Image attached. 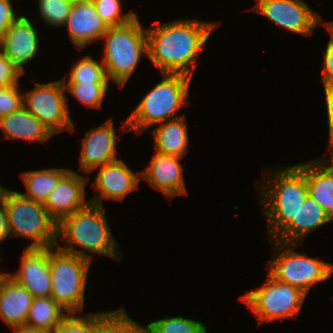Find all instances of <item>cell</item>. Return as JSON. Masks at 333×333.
Segmentation results:
<instances>
[{
  "label": "cell",
  "mask_w": 333,
  "mask_h": 333,
  "mask_svg": "<svg viewBox=\"0 0 333 333\" xmlns=\"http://www.w3.org/2000/svg\"><path fill=\"white\" fill-rule=\"evenodd\" d=\"M214 21L179 18L169 23L155 21L146 30L147 57L161 74H183L193 78L199 52L219 26Z\"/></svg>",
  "instance_id": "cell-1"
},
{
  "label": "cell",
  "mask_w": 333,
  "mask_h": 333,
  "mask_svg": "<svg viewBox=\"0 0 333 333\" xmlns=\"http://www.w3.org/2000/svg\"><path fill=\"white\" fill-rule=\"evenodd\" d=\"M264 179L260 186V189L262 187L260 203L261 206L264 204L263 213L268 224V239L272 240L296 218L300 206L308 195L305 162L288 166L281 171L275 169Z\"/></svg>",
  "instance_id": "cell-2"
},
{
  "label": "cell",
  "mask_w": 333,
  "mask_h": 333,
  "mask_svg": "<svg viewBox=\"0 0 333 333\" xmlns=\"http://www.w3.org/2000/svg\"><path fill=\"white\" fill-rule=\"evenodd\" d=\"M57 236L64 245L56 246L67 253L92 261V253L120 261L119 244L114 239L103 206L88 203L84 208L65 217L57 226ZM73 245L83 248L76 249ZM90 252L89 254L86 252Z\"/></svg>",
  "instance_id": "cell-3"
},
{
  "label": "cell",
  "mask_w": 333,
  "mask_h": 333,
  "mask_svg": "<svg viewBox=\"0 0 333 333\" xmlns=\"http://www.w3.org/2000/svg\"><path fill=\"white\" fill-rule=\"evenodd\" d=\"M162 76L163 80L156 83L124 121L122 125L124 131H135L139 135L152 125H159L183 116L176 114L189 103V86L192 78L183 74L169 73H163Z\"/></svg>",
  "instance_id": "cell-4"
},
{
  "label": "cell",
  "mask_w": 333,
  "mask_h": 333,
  "mask_svg": "<svg viewBox=\"0 0 333 333\" xmlns=\"http://www.w3.org/2000/svg\"><path fill=\"white\" fill-rule=\"evenodd\" d=\"M102 62L109 80L123 89L138 66L141 56L148 55L146 30L137 15L128 23L108 27Z\"/></svg>",
  "instance_id": "cell-5"
},
{
  "label": "cell",
  "mask_w": 333,
  "mask_h": 333,
  "mask_svg": "<svg viewBox=\"0 0 333 333\" xmlns=\"http://www.w3.org/2000/svg\"><path fill=\"white\" fill-rule=\"evenodd\" d=\"M2 202L7 213L10 237L20 236L33 240L27 248H49L58 244V224L42 203L8 189Z\"/></svg>",
  "instance_id": "cell-6"
},
{
  "label": "cell",
  "mask_w": 333,
  "mask_h": 333,
  "mask_svg": "<svg viewBox=\"0 0 333 333\" xmlns=\"http://www.w3.org/2000/svg\"><path fill=\"white\" fill-rule=\"evenodd\" d=\"M90 260L49 247L51 297L69 314L80 311L85 303V289Z\"/></svg>",
  "instance_id": "cell-7"
},
{
  "label": "cell",
  "mask_w": 333,
  "mask_h": 333,
  "mask_svg": "<svg viewBox=\"0 0 333 333\" xmlns=\"http://www.w3.org/2000/svg\"><path fill=\"white\" fill-rule=\"evenodd\" d=\"M270 242L274 245L276 255H272L274 258L268 263L267 270L276 280L295 286L307 295L313 284L326 281L332 275L333 263L297 252L294 248L298 244L274 239H270Z\"/></svg>",
  "instance_id": "cell-8"
},
{
  "label": "cell",
  "mask_w": 333,
  "mask_h": 333,
  "mask_svg": "<svg viewBox=\"0 0 333 333\" xmlns=\"http://www.w3.org/2000/svg\"><path fill=\"white\" fill-rule=\"evenodd\" d=\"M306 294L295 286L276 280L268 273L260 288L250 290L239 299L244 302L259 324L295 318L303 306Z\"/></svg>",
  "instance_id": "cell-9"
},
{
  "label": "cell",
  "mask_w": 333,
  "mask_h": 333,
  "mask_svg": "<svg viewBox=\"0 0 333 333\" xmlns=\"http://www.w3.org/2000/svg\"><path fill=\"white\" fill-rule=\"evenodd\" d=\"M63 80L37 83L36 87L23 94V107L44 123L53 134L64 130L74 131L68 110Z\"/></svg>",
  "instance_id": "cell-10"
},
{
  "label": "cell",
  "mask_w": 333,
  "mask_h": 333,
  "mask_svg": "<svg viewBox=\"0 0 333 333\" xmlns=\"http://www.w3.org/2000/svg\"><path fill=\"white\" fill-rule=\"evenodd\" d=\"M253 9L279 27L304 36L311 35L322 19L303 0H256Z\"/></svg>",
  "instance_id": "cell-11"
},
{
  "label": "cell",
  "mask_w": 333,
  "mask_h": 333,
  "mask_svg": "<svg viewBox=\"0 0 333 333\" xmlns=\"http://www.w3.org/2000/svg\"><path fill=\"white\" fill-rule=\"evenodd\" d=\"M98 168L92 183L96 194L89 203L103 206V199L123 201L126 195L138 188L141 171L132 172L123 160L117 159Z\"/></svg>",
  "instance_id": "cell-12"
},
{
  "label": "cell",
  "mask_w": 333,
  "mask_h": 333,
  "mask_svg": "<svg viewBox=\"0 0 333 333\" xmlns=\"http://www.w3.org/2000/svg\"><path fill=\"white\" fill-rule=\"evenodd\" d=\"M89 180L90 177L70 169L50 192L43 205L57 224L89 203L85 198Z\"/></svg>",
  "instance_id": "cell-13"
},
{
  "label": "cell",
  "mask_w": 333,
  "mask_h": 333,
  "mask_svg": "<svg viewBox=\"0 0 333 333\" xmlns=\"http://www.w3.org/2000/svg\"><path fill=\"white\" fill-rule=\"evenodd\" d=\"M116 132L112 118L87 131L81 143L79 170L92 173L98 167L117 159Z\"/></svg>",
  "instance_id": "cell-14"
},
{
  "label": "cell",
  "mask_w": 333,
  "mask_h": 333,
  "mask_svg": "<svg viewBox=\"0 0 333 333\" xmlns=\"http://www.w3.org/2000/svg\"><path fill=\"white\" fill-rule=\"evenodd\" d=\"M15 282L24 286L33 297L51 296L49 248H25L17 273H7Z\"/></svg>",
  "instance_id": "cell-15"
},
{
  "label": "cell",
  "mask_w": 333,
  "mask_h": 333,
  "mask_svg": "<svg viewBox=\"0 0 333 333\" xmlns=\"http://www.w3.org/2000/svg\"><path fill=\"white\" fill-rule=\"evenodd\" d=\"M39 40L35 26L21 15L6 31L0 50L24 74V65L37 57Z\"/></svg>",
  "instance_id": "cell-16"
},
{
  "label": "cell",
  "mask_w": 333,
  "mask_h": 333,
  "mask_svg": "<svg viewBox=\"0 0 333 333\" xmlns=\"http://www.w3.org/2000/svg\"><path fill=\"white\" fill-rule=\"evenodd\" d=\"M181 159L178 156L156 152L147 168L141 171V179L146 180L167 198L187 195Z\"/></svg>",
  "instance_id": "cell-17"
},
{
  "label": "cell",
  "mask_w": 333,
  "mask_h": 333,
  "mask_svg": "<svg viewBox=\"0 0 333 333\" xmlns=\"http://www.w3.org/2000/svg\"><path fill=\"white\" fill-rule=\"evenodd\" d=\"M64 26L68 28L72 43L79 49L101 40L108 29L91 0H75Z\"/></svg>",
  "instance_id": "cell-18"
},
{
  "label": "cell",
  "mask_w": 333,
  "mask_h": 333,
  "mask_svg": "<svg viewBox=\"0 0 333 333\" xmlns=\"http://www.w3.org/2000/svg\"><path fill=\"white\" fill-rule=\"evenodd\" d=\"M33 295L7 273L0 276V318L14 329L25 328Z\"/></svg>",
  "instance_id": "cell-19"
},
{
  "label": "cell",
  "mask_w": 333,
  "mask_h": 333,
  "mask_svg": "<svg viewBox=\"0 0 333 333\" xmlns=\"http://www.w3.org/2000/svg\"><path fill=\"white\" fill-rule=\"evenodd\" d=\"M331 221L324 208L308 194L296 218L274 240L302 245L310 232Z\"/></svg>",
  "instance_id": "cell-20"
},
{
  "label": "cell",
  "mask_w": 333,
  "mask_h": 333,
  "mask_svg": "<svg viewBox=\"0 0 333 333\" xmlns=\"http://www.w3.org/2000/svg\"><path fill=\"white\" fill-rule=\"evenodd\" d=\"M0 129H2L5 138L11 140L45 143L54 135L44 123L24 107L0 117Z\"/></svg>",
  "instance_id": "cell-21"
},
{
  "label": "cell",
  "mask_w": 333,
  "mask_h": 333,
  "mask_svg": "<svg viewBox=\"0 0 333 333\" xmlns=\"http://www.w3.org/2000/svg\"><path fill=\"white\" fill-rule=\"evenodd\" d=\"M185 115L159 123L151 133L156 152L183 158L188 152V127Z\"/></svg>",
  "instance_id": "cell-22"
},
{
  "label": "cell",
  "mask_w": 333,
  "mask_h": 333,
  "mask_svg": "<svg viewBox=\"0 0 333 333\" xmlns=\"http://www.w3.org/2000/svg\"><path fill=\"white\" fill-rule=\"evenodd\" d=\"M305 162L308 194L333 220V171L322 160Z\"/></svg>",
  "instance_id": "cell-23"
},
{
  "label": "cell",
  "mask_w": 333,
  "mask_h": 333,
  "mask_svg": "<svg viewBox=\"0 0 333 333\" xmlns=\"http://www.w3.org/2000/svg\"><path fill=\"white\" fill-rule=\"evenodd\" d=\"M68 313L50 296L33 297L25 328L55 333Z\"/></svg>",
  "instance_id": "cell-24"
},
{
  "label": "cell",
  "mask_w": 333,
  "mask_h": 333,
  "mask_svg": "<svg viewBox=\"0 0 333 333\" xmlns=\"http://www.w3.org/2000/svg\"><path fill=\"white\" fill-rule=\"evenodd\" d=\"M69 170L64 168H49L23 172L21 178L24 181L27 192L21 194L44 204L50 192Z\"/></svg>",
  "instance_id": "cell-25"
},
{
  "label": "cell",
  "mask_w": 333,
  "mask_h": 333,
  "mask_svg": "<svg viewBox=\"0 0 333 333\" xmlns=\"http://www.w3.org/2000/svg\"><path fill=\"white\" fill-rule=\"evenodd\" d=\"M63 83H109L103 62L84 56L71 68L69 80L62 78Z\"/></svg>",
  "instance_id": "cell-26"
},
{
  "label": "cell",
  "mask_w": 333,
  "mask_h": 333,
  "mask_svg": "<svg viewBox=\"0 0 333 333\" xmlns=\"http://www.w3.org/2000/svg\"><path fill=\"white\" fill-rule=\"evenodd\" d=\"M136 324L124 308L94 313V333H128Z\"/></svg>",
  "instance_id": "cell-27"
},
{
  "label": "cell",
  "mask_w": 333,
  "mask_h": 333,
  "mask_svg": "<svg viewBox=\"0 0 333 333\" xmlns=\"http://www.w3.org/2000/svg\"><path fill=\"white\" fill-rule=\"evenodd\" d=\"M146 328L149 333H207L201 321L182 316L158 319L148 323Z\"/></svg>",
  "instance_id": "cell-28"
},
{
  "label": "cell",
  "mask_w": 333,
  "mask_h": 333,
  "mask_svg": "<svg viewBox=\"0 0 333 333\" xmlns=\"http://www.w3.org/2000/svg\"><path fill=\"white\" fill-rule=\"evenodd\" d=\"M64 87L86 107L101 108L109 83H64Z\"/></svg>",
  "instance_id": "cell-29"
},
{
  "label": "cell",
  "mask_w": 333,
  "mask_h": 333,
  "mask_svg": "<svg viewBox=\"0 0 333 333\" xmlns=\"http://www.w3.org/2000/svg\"><path fill=\"white\" fill-rule=\"evenodd\" d=\"M75 0H37L43 22L53 27H64Z\"/></svg>",
  "instance_id": "cell-30"
},
{
  "label": "cell",
  "mask_w": 333,
  "mask_h": 333,
  "mask_svg": "<svg viewBox=\"0 0 333 333\" xmlns=\"http://www.w3.org/2000/svg\"><path fill=\"white\" fill-rule=\"evenodd\" d=\"M94 3L97 14L108 27L119 26L128 23L136 14L133 9L122 15L121 0H91Z\"/></svg>",
  "instance_id": "cell-31"
},
{
  "label": "cell",
  "mask_w": 333,
  "mask_h": 333,
  "mask_svg": "<svg viewBox=\"0 0 333 333\" xmlns=\"http://www.w3.org/2000/svg\"><path fill=\"white\" fill-rule=\"evenodd\" d=\"M55 333H94V313L82 317L78 313L67 314Z\"/></svg>",
  "instance_id": "cell-32"
},
{
  "label": "cell",
  "mask_w": 333,
  "mask_h": 333,
  "mask_svg": "<svg viewBox=\"0 0 333 333\" xmlns=\"http://www.w3.org/2000/svg\"><path fill=\"white\" fill-rule=\"evenodd\" d=\"M19 90V84L0 87V117L23 107V94Z\"/></svg>",
  "instance_id": "cell-33"
},
{
  "label": "cell",
  "mask_w": 333,
  "mask_h": 333,
  "mask_svg": "<svg viewBox=\"0 0 333 333\" xmlns=\"http://www.w3.org/2000/svg\"><path fill=\"white\" fill-rule=\"evenodd\" d=\"M23 73L0 50V87L19 84Z\"/></svg>",
  "instance_id": "cell-34"
},
{
  "label": "cell",
  "mask_w": 333,
  "mask_h": 333,
  "mask_svg": "<svg viewBox=\"0 0 333 333\" xmlns=\"http://www.w3.org/2000/svg\"><path fill=\"white\" fill-rule=\"evenodd\" d=\"M11 0H0V43L13 22L18 18Z\"/></svg>",
  "instance_id": "cell-35"
},
{
  "label": "cell",
  "mask_w": 333,
  "mask_h": 333,
  "mask_svg": "<svg viewBox=\"0 0 333 333\" xmlns=\"http://www.w3.org/2000/svg\"><path fill=\"white\" fill-rule=\"evenodd\" d=\"M331 38L329 39L326 50L324 52V60H323V84L333 83V32L330 31Z\"/></svg>",
  "instance_id": "cell-36"
},
{
  "label": "cell",
  "mask_w": 333,
  "mask_h": 333,
  "mask_svg": "<svg viewBox=\"0 0 333 333\" xmlns=\"http://www.w3.org/2000/svg\"><path fill=\"white\" fill-rule=\"evenodd\" d=\"M325 92V103L327 110V121L329 128V141L333 140V83L323 84Z\"/></svg>",
  "instance_id": "cell-37"
},
{
  "label": "cell",
  "mask_w": 333,
  "mask_h": 333,
  "mask_svg": "<svg viewBox=\"0 0 333 333\" xmlns=\"http://www.w3.org/2000/svg\"><path fill=\"white\" fill-rule=\"evenodd\" d=\"M9 236L7 213L3 202H0V243Z\"/></svg>",
  "instance_id": "cell-38"
},
{
  "label": "cell",
  "mask_w": 333,
  "mask_h": 333,
  "mask_svg": "<svg viewBox=\"0 0 333 333\" xmlns=\"http://www.w3.org/2000/svg\"><path fill=\"white\" fill-rule=\"evenodd\" d=\"M328 151L330 152L329 154L331 155V162H328L329 160L326 159H321L323 161V163H325L332 171H333V140L332 141H328ZM330 163V164H329Z\"/></svg>",
  "instance_id": "cell-39"
},
{
  "label": "cell",
  "mask_w": 333,
  "mask_h": 333,
  "mask_svg": "<svg viewBox=\"0 0 333 333\" xmlns=\"http://www.w3.org/2000/svg\"><path fill=\"white\" fill-rule=\"evenodd\" d=\"M128 333H149L145 326L138 323Z\"/></svg>",
  "instance_id": "cell-40"
},
{
  "label": "cell",
  "mask_w": 333,
  "mask_h": 333,
  "mask_svg": "<svg viewBox=\"0 0 333 333\" xmlns=\"http://www.w3.org/2000/svg\"><path fill=\"white\" fill-rule=\"evenodd\" d=\"M14 333H47L44 331H33L26 328L14 329Z\"/></svg>",
  "instance_id": "cell-41"
},
{
  "label": "cell",
  "mask_w": 333,
  "mask_h": 333,
  "mask_svg": "<svg viewBox=\"0 0 333 333\" xmlns=\"http://www.w3.org/2000/svg\"><path fill=\"white\" fill-rule=\"evenodd\" d=\"M6 190H7L6 188L0 185V202H2Z\"/></svg>",
  "instance_id": "cell-42"
},
{
  "label": "cell",
  "mask_w": 333,
  "mask_h": 333,
  "mask_svg": "<svg viewBox=\"0 0 333 333\" xmlns=\"http://www.w3.org/2000/svg\"><path fill=\"white\" fill-rule=\"evenodd\" d=\"M326 28L333 32V21L332 22H324Z\"/></svg>",
  "instance_id": "cell-43"
}]
</instances>
